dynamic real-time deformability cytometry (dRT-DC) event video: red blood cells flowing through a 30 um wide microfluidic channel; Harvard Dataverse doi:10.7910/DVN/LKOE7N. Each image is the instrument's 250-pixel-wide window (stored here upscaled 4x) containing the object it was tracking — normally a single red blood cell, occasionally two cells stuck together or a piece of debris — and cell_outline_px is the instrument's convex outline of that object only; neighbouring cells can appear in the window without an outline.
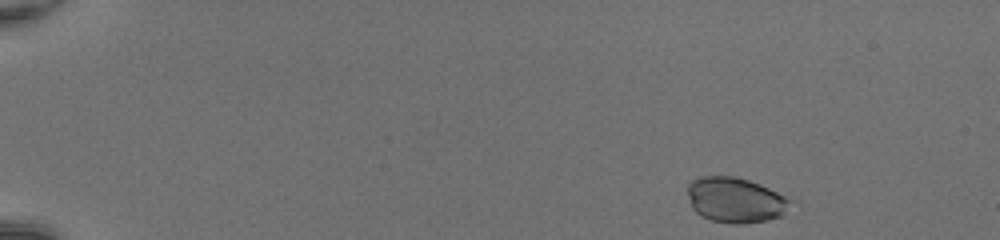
{"species": "common noctule bat (a hibernating species)", "species_latin": "Nyctalus noctula", "temperature_condition": "room temperature", "stored_images_in_passage": 46, "camera_frame_rate_fps": 3000, "um_per_image_px": 0.085, "animal": {"sex": "female", "body_mass_g": 20.0, "forearm_length_mm": 54.0}, "frame": {"image": 1, "passage_image": 2, "time_ms": 0.333, "image_size_px": [1000, 240], "cell_outline_px": [[800, 200], [780, 216], [768, 220], [744, 224], [732, 224], [712, 220], [700, 216], [692, 208], [688, 196], [688, 184], [692, 180], [700, 176], [736, 176], [760, 184]], "centroid_in_image_um": [62.61, 17.0], "position_along_channel_um": 22.4, "area_um2": 27.92}}
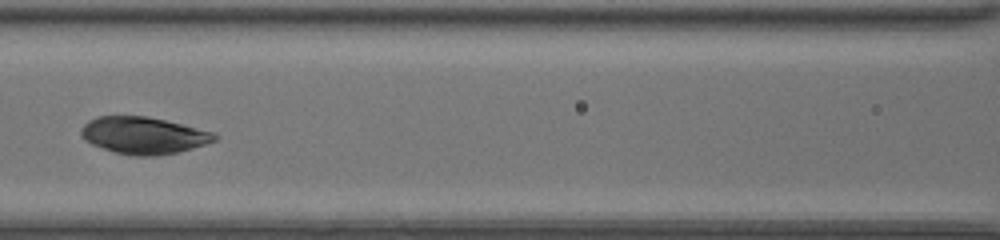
{"frame": {"image": 2, "passage_image": 21, "time_ms": 6.667, "image_size_px": [1000, 240], "cell_outline_px": [[220, 136], [216, 140], [192, 148], [176, 152], [156, 156], [132, 156], [116, 152], [92, 144], [84, 140], [80, 136], [80, 132], [84, 124], [88, 120], [96, 116], [148, 116], [216, 132]], "centroid_in_image_um": [12.2, 11.5], "position_along_channel_um": 154.4, "area_um2": 28.84}}
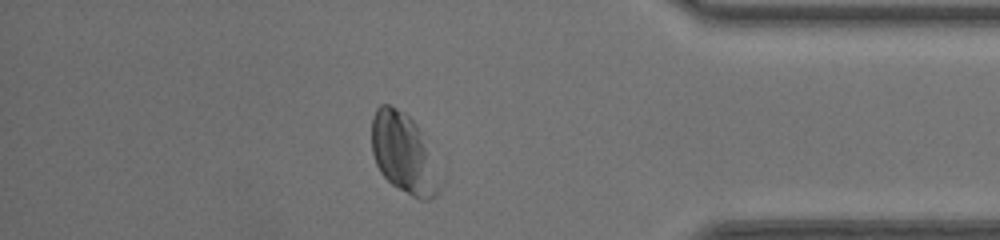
{"frame": {"image": 3, "passage_image": 40, "time_ms": 13.0, "image_size_px": [1000, 240], "cell_outline_px": [[436, 196], [428, 200], [420, 200], [412, 196], [392, 184], [380, 172], [376, 164], [372, 152], [372, 116], [376, 108], [380, 104], [388, 104], [404, 112], [416, 124], [420, 132], [436, 188]], "centroid_in_image_um": [34.13, 12.97], "position_along_channel_um": 401.1, "area_um2": 29.54}, "authors_computed_cell_mechanics": {"area_um2": 29.1023, "velocity_mm_per_s": 4.2409, "shape_relaxation_time_tau1_ms": null, "shape_relaxation_time_tau2_ms": 7.1792, "deformation_change_tau1": null, "deformation_change_tau2": 0.1121}}